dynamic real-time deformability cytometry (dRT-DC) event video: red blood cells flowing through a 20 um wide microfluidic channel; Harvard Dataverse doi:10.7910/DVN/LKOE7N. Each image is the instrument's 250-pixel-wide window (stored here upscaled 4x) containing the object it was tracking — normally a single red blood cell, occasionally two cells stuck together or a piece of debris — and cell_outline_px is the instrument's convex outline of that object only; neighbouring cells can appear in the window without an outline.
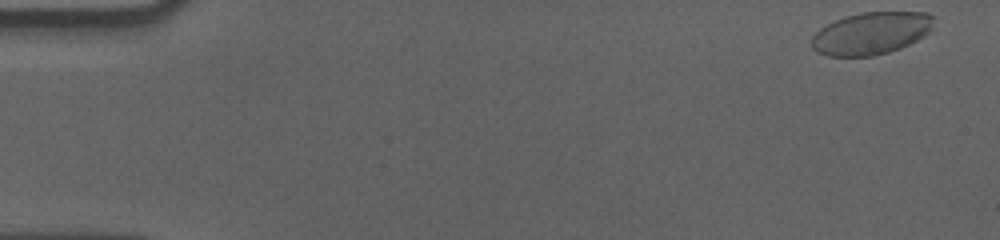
{"species": "human", "species_latin": "Homo sapiens", "temperature_condition": "cold", "stored_images_in_passage": 57, "camera_frame_rate_fps": 3000, "um_per_image_px": 0.085, "donor": {"sex": "male"}, "frame": {"image": 1, "passage_image": 1, "time_ms": 0.0, "image_size_px": [1000, 240], "cell_outline_px": [[932, 16], [928, 32], [924, 36], [900, 48], [888, 52], [872, 56], [828, 56], [816, 52], [812, 48], [812, 36], [820, 28], [836, 20], [860, 12], [928, 12]], "centroid_in_image_um": [74.0, 2.84], "position_along_channel_um": 11.0, "area_um2": 29.77}}
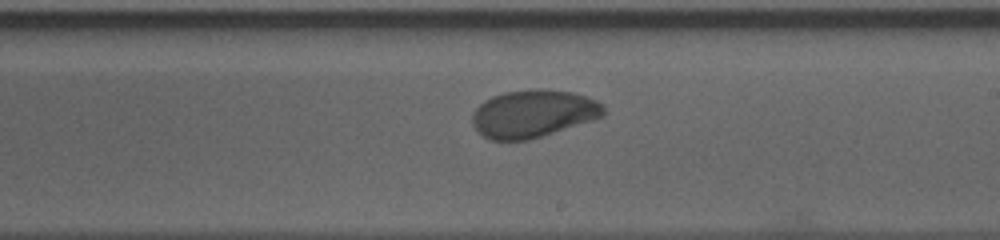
{"frame": {"image": 2, "passage_image": 33, "time_ms": 10.667, "image_size_px": [1000, 240], "cell_outline_px": [[604, 116], [544, 136], [528, 140], [488, 140], [472, 124], [472, 116], [476, 108], [484, 100], [492, 96], [504, 92], [532, 88], [540, 88], [572, 92], [596, 100], [604, 104]], "centroid_in_image_um": [45.32, 9.65], "position_along_channel_um": 243.7, "area_um2": 36.59}}
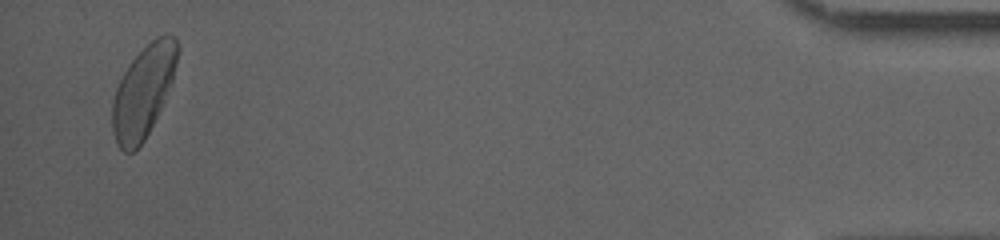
{"frame": {"image": 3, "passage_image": 55, "time_ms": 18.0, "image_size_px": [1000, 240], "cell_outline_px": [[176, 64], [172, 80], [160, 108], [144, 140], [132, 152], [124, 152], [116, 144], [112, 132], [112, 100], [116, 88], [128, 64], [156, 36], [168, 32], [176, 36]], "centroid_in_image_um": [12.14, 7.78], "position_along_channel_um": 423.1, "area_um2": 34.22}, "authors_computed_cell_mechanics": {"area_um2": 34.68, "velocity_mm_per_s": 3.533, "shape_relaxation_time_tau1_ms": 2.64, "shape_relaxation_time_tau2_ms": 1.7187, "deformation_change_tau1": 0.133, "deformation_change_tau2": 0.057}}